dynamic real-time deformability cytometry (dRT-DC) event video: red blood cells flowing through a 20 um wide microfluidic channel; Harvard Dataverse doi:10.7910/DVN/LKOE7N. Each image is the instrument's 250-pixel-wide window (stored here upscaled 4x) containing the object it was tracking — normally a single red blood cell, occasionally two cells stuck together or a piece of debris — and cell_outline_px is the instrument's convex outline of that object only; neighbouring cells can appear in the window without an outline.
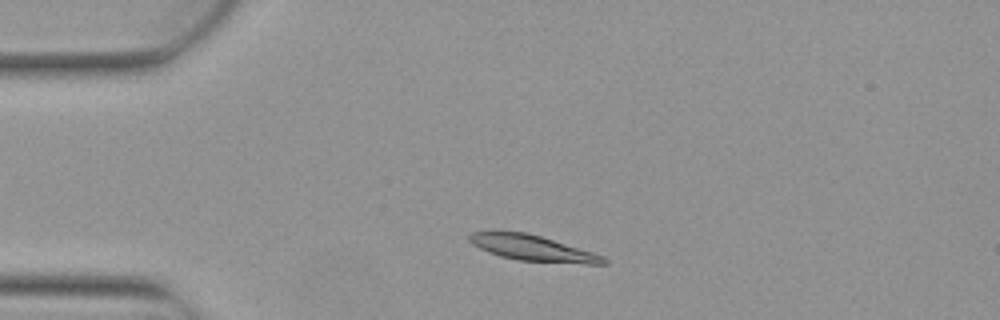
{"species": "Egyptian fruit bat (a non-hibernating species)", "species_latin": "Rousettus aegyptiacus", "temperature_condition": "warm", "stored_images_in_passage": 2, "camera_frame_rate_fps": 3000, "um_per_image_px": 0.085, "animal": {"sex": "female"}, "frame": {"image": 1, "passage_image": 1, "time_ms": 0.0, "image_size_px": [1000, 320], "cell_outline_px": [[608, 264], [584, 264], [516, 260], [500, 256], [488, 252], [472, 244], [468, 240], [468, 236], [472, 232], [492, 228], [496, 228], [528, 232], [592, 252], [604, 256], [608, 260]], "centroid_in_image_um": [45.17, 21.04], "position_along_channel_um": 39.8, "area_um2": 20.87}}